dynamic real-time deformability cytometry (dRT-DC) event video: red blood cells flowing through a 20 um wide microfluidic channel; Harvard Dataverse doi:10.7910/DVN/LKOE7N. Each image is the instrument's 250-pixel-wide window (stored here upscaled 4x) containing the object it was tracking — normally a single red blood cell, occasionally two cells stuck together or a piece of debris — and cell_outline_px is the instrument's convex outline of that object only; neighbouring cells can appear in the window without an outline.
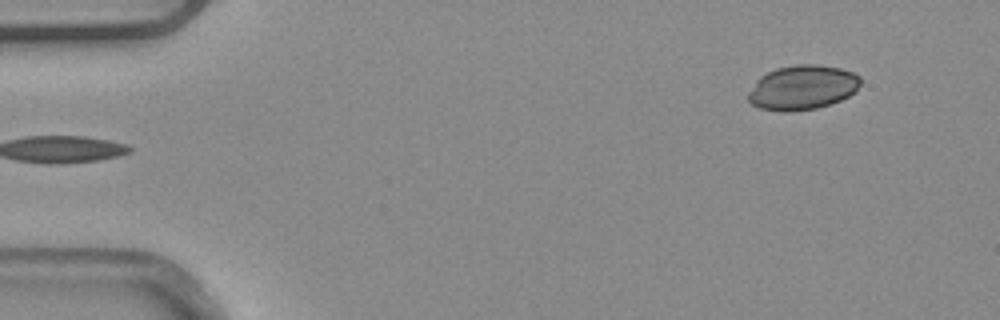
{"species": "common noctule bat (a hibernating species)", "species_latin": "Nyctalus noctula", "temperature_condition": "warm", "stored_images_in_passage": 5, "segment_of_instrument_passage": [2, 2], "camera_frame_rate_fps": 3000, "um_per_image_px": 0.085, "animal": {"sex": "male", "body_mass_g": 20.4}, "frame": {"image": 1, "passage_image": 5, "time_ms": 1.333, "image_size_px": [1000, 320], "cell_outline_px": [[860, 84], [856, 92], [840, 100], [816, 108], [792, 112], [784, 112], [760, 108], [752, 104], [748, 100], [748, 92], [756, 80], [760, 76], [776, 68], [796, 64], [816, 64], [840, 68], [852, 72], [860, 76]], "centroid_in_image_um": [68.2, 7.43], "position_along_channel_um": 16.8, "area_um2": 29.25}}